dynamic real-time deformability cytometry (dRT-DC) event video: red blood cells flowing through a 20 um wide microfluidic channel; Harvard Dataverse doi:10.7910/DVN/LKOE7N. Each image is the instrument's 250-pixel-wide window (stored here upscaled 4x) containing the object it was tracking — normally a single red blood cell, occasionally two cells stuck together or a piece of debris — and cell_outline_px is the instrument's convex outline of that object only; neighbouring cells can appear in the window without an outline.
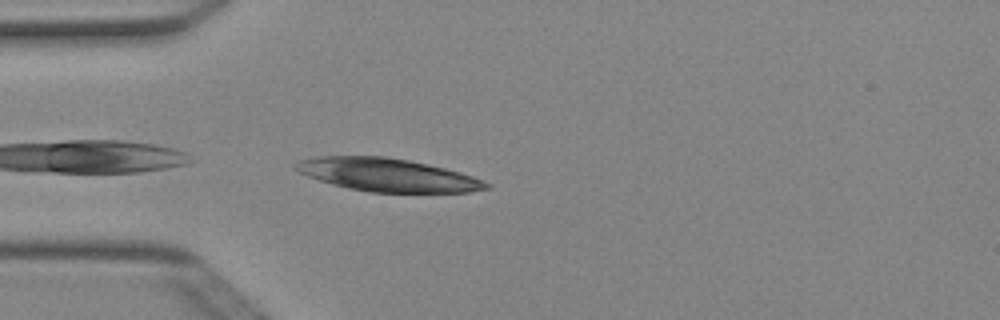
{"species": "Egyptian fruit bat (a non-hibernating species)", "species_latin": "Rousettus aegyptiacus", "temperature_condition": "cold", "stored_images_in_passage": 38, "camera_frame_rate_fps": 3000, "um_per_image_px": 0.085, "animal": {"sex": "female"}, "frame": {"image": 1, "passage_image": 2, "time_ms": 0.333, "image_size_px": [1000, 320], "cell_outline_px": [[492, 188], [468, 192], [368, 192], [348, 188], [332, 184], [308, 176], [292, 168], [292, 164], [300, 160], [320, 156], [384, 156], [408, 160], [428, 164], [460, 172], [484, 180], [492, 184]], "centroid_in_image_um": [32.95, 14.87], "position_along_channel_um": 52.1, "area_um2": 36.7}}
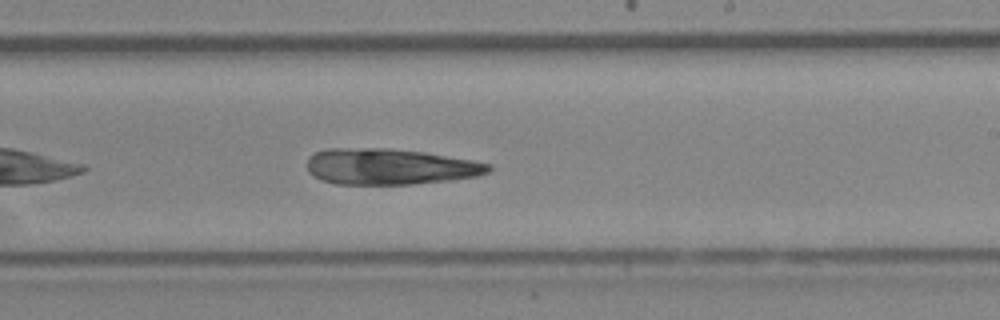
{"frame": {"image": 2, "passage_image": 18, "time_ms": 5.667, "image_size_px": [1000, 320], "cell_outline_px": [[492, 168], [488, 172], [476, 176], [448, 180], [412, 184], [336, 184], [320, 180], [308, 172], [308, 156], [316, 152], [328, 148], [388, 148], [424, 152], [472, 160], [492, 164]], "centroid_in_image_um": [33.11, 14.16], "position_along_channel_um": 255.9, "area_um2": 38.09}}
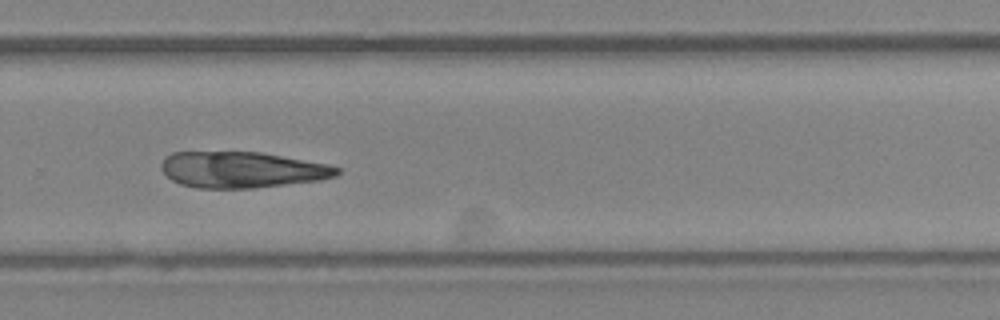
{"frame": {"image": 3, "passage_image": 22, "time_ms": 7.0, "image_size_px": [1000, 320], "cell_outline_px": [[340, 172], [336, 176], [320, 180], [252, 188], [196, 188], [180, 184], [172, 180], [160, 168], [160, 164], [164, 156], [172, 152], [260, 152], [328, 164], [340, 168]], "centroid_in_image_um": [20.54, 14.42], "position_along_channel_um": 309.3, "area_um2": 36.99}}